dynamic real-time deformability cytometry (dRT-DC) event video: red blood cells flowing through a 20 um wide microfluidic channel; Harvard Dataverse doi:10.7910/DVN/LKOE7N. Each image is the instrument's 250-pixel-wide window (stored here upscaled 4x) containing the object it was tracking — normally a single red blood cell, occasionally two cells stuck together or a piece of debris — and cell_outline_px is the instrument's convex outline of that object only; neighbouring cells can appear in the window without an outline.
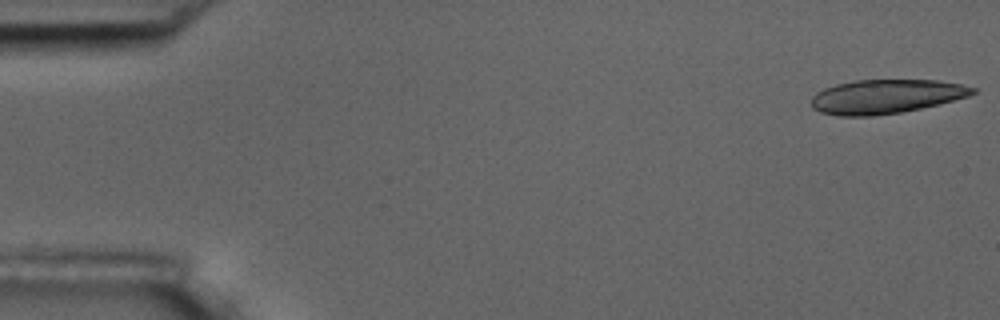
{"species": "common noctule bat (a hibernating species)", "species_latin": "Nyctalus noctula", "temperature_condition": "room temperature", "stored_images_in_passage": 7, "camera_frame_rate_fps": 3000, "um_per_image_px": 0.085, "animal": {"sex": "male", "body_mass_g": 17.5, "forearm_length_mm": 52.3}, "frame": {"image": 1, "passage_image": 1, "time_ms": 0.0, "image_size_px": [1000, 320], "cell_outline_px": [[976, 92], [968, 96], [940, 104], [900, 112], [872, 116], [840, 116], [820, 112], [812, 108], [812, 96], [816, 92], [824, 88], [836, 84], [856, 80], [936, 80], [960, 84], [976, 88]], "centroid_in_image_um": [75.28, 8.2], "position_along_channel_um": 9.7, "area_um2": 31.96}}
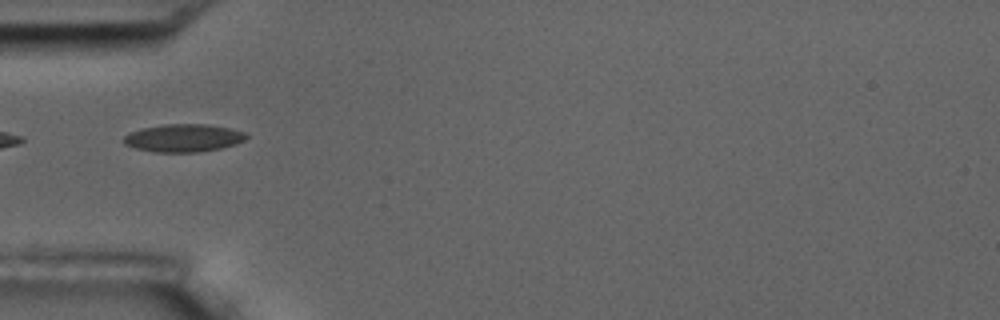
{"frame": {"image": 2, "passage_image": 6, "time_ms": 5.667, "image_size_px": [1000, 320], "cell_outline_px": [[248, 136], [244, 140], [236, 144], [220, 148], [196, 152], [152, 152], [136, 148], [124, 144], [124, 136], [128, 132], [140, 128], [164, 124], [208, 124], [228, 128], [244, 132]], "centroid_in_image_um": [15.56, 11.72], "position_along_channel_um": 69.4, "area_um2": 19.88}}